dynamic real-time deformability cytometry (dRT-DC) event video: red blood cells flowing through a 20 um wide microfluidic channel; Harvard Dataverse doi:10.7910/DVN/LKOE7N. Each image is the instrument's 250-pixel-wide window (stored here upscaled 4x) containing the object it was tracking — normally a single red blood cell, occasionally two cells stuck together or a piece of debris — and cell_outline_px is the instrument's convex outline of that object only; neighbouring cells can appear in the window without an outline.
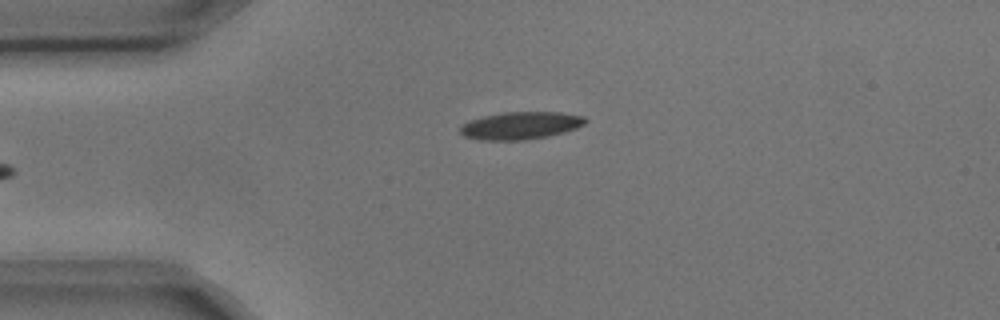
{"species": "common noctule bat (a hibernating species)", "species_latin": "Nyctalus noctula", "temperature_condition": "cold", "stored_images_in_passage": 4, "camera_frame_rate_fps": 3000, "um_per_image_px": 0.085, "animal": {"sex": "male", "body_mass_g": 17.9, "forearm_length_mm": 54.2}, "frame": {"image": 1, "passage_image": 4, "time_ms": 1.0, "image_size_px": [1000, 320], "cell_outline_px": [[588, 120], [584, 124], [576, 128], [564, 132], [548, 136], [524, 140], [480, 140], [464, 136], [460, 132], [460, 128], [468, 120], [484, 116], [504, 112], [560, 112], [584, 116]], "centroid_in_image_um": [44.26, 10.67], "position_along_channel_um": 40.7, "area_um2": 20.06}}